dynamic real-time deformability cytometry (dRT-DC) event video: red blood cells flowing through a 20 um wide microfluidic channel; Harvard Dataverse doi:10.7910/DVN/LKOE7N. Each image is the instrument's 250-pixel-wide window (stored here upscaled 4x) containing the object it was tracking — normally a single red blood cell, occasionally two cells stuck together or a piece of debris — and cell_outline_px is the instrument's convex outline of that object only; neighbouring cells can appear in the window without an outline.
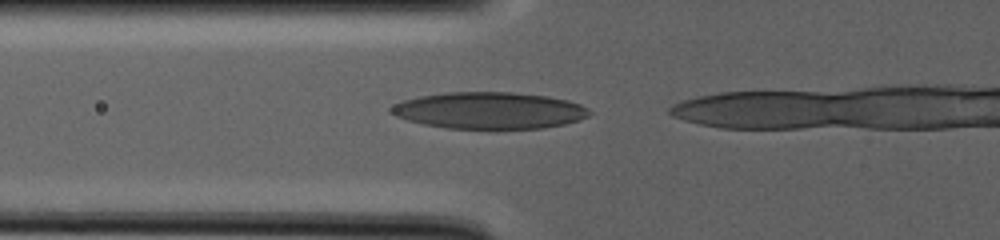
{"species": "human", "species_latin": "Homo sapiens", "temperature_condition": "warm", "stored_images_in_passage": 9, "camera_frame_rate_fps": 3000, "um_per_image_px": 0.085, "donor": {"sex": "male"}, "frame": {"image": 1, "passage_image": 2, "time_ms": 0.667, "image_size_px": [1000, 240], "cell_outline_px": [[592, 112], [588, 116], [580, 120], [564, 124], [544, 128], [496, 132], [448, 128], [424, 124], [408, 120], [396, 116], [388, 112], [388, 108], [404, 100], [420, 96], [444, 92], [512, 92], [548, 96], [568, 100], [580, 104], [588, 108]], "centroid_in_image_um": [41.62, 9.43], "position_along_channel_um": 84.2, "area_um2": 43.75}}
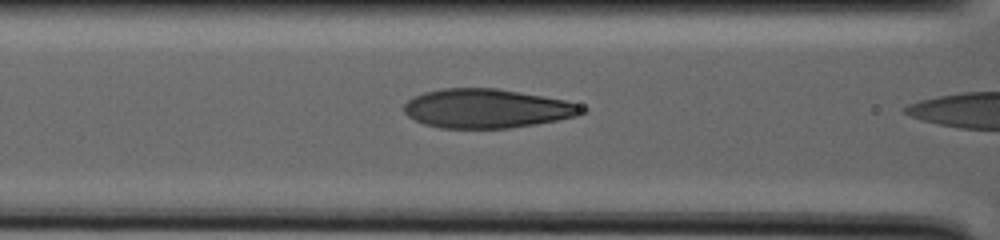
{"frame": {"image": 2, "passage_image": 7, "time_ms": 3.0, "image_size_px": [1000, 240], "cell_outline_px": [[588, 112], [576, 116], [536, 124], [508, 128], [440, 128], [424, 124], [408, 116], [404, 112], [404, 104], [408, 100], [424, 92], [444, 88], [496, 88], [544, 96], [564, 100], [588, 108]], "centroid_in_image_um": [41.4, 9.22], "position_along_channel_um": 125.2, "area_um2": 40.46}}